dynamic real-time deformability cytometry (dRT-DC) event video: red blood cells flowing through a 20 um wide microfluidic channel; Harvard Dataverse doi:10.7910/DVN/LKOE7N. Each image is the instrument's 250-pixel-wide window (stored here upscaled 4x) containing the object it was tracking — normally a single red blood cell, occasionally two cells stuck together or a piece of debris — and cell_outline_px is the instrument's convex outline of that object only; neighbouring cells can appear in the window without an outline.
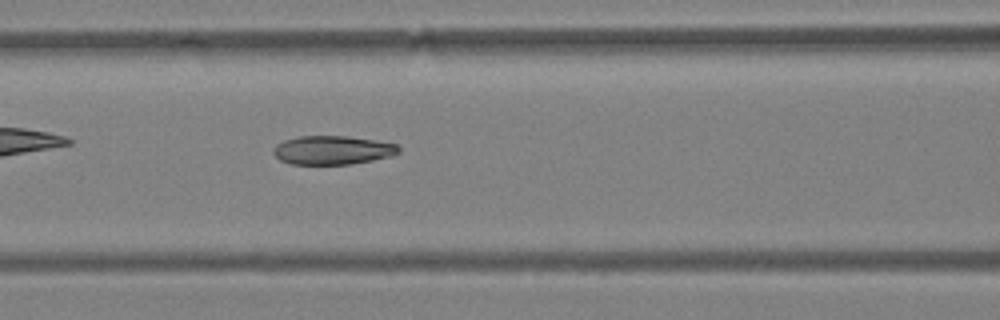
{"species": "Egyptian fruit bat (a non-hibernating species)", "species_latin": "Rousettus aegyptiacus", "temperature_condition": "warm", "stored_images_in_passage": 39, "camera_frame_rate_fps": 3000, "um_per_image_px": 0.085, "animal": {"sex": "female"}, "frame": {"image": 1, "passage_image": 9, "time_ms": 2.667, "image_size_px": [1000, 320], "cell_outline_px": [[400, 152], [392, 156], [352, 164], [288, 164], [280, 160], [272, 152], [272, 148], [276, 144], [284, 140], [300, 136], [348, 136], [376, 140], [396, 144], [400, 148]], "centroid_in_image_um": [28.25, 12.76], "position_along_channel_um": 138.3, "area_um2": 21.15}}
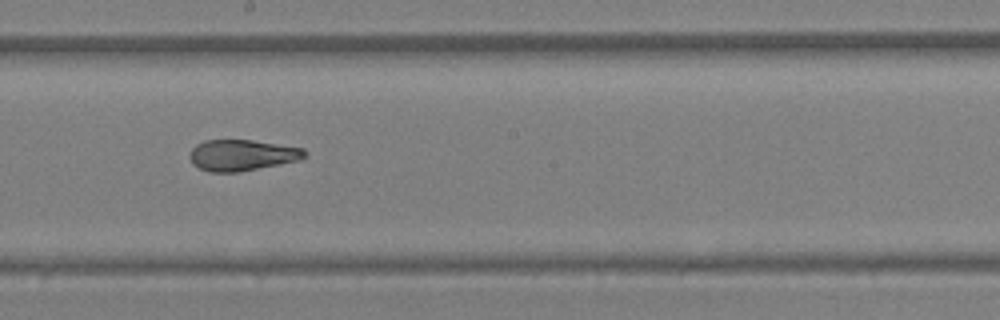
{"frame": {"image": 2, "passage_image": 16, "time_ms": 5.0, "image_size_px": [1000, 320], "cell_outline_px": [[308, 156], [300, 160], [240, 172], [208, 172], [192, 164], [188, 156], [192, 148], [196, 144], [204, 140], [252, 140], [304, 148], [308, 152]], "centroid_in_image_um": [20.58, 13.19], "position_along_channel_um": 227.6, "area_um2": 21.1}}
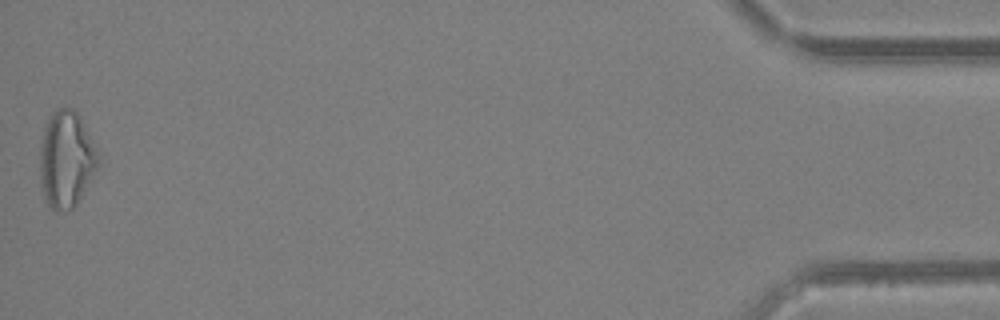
{"frame": {"image": 3, "passage_image": 39, "time_ms": 12.667, "image_size_px": [1000, 320], "cell_outline_px": [[100, 164], [76, 204], [72, 208], [56, 212], [44, 200], [40, 184], [40, 144], [44, 128], [52, 112], [56, 108], [72, 108], [80, 116], [100, 156]], "centroid_in_image_um": [5.62, 13.54], "position_along_channel_um": 429.6, "area_um2": 32.89}, "authors_computed_cell_mechanics": {"area_um2": 21.964, "velocity_mm_per_s": 3.834, "shape_relaxation_time_tau1_ms": null, "shape_relaxation_time_tau2_ms": 2.3565, "deformation_change_tau1": null, "deformation_change_tau2": 0.1069}}